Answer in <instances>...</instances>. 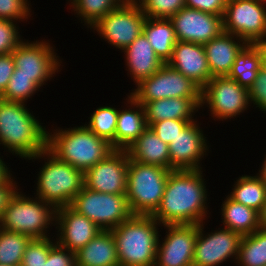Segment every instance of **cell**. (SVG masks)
I'll use <instances>...</instances> for the list:
<instances>
[{
  "label": "cell",
  "instance_id": "1",
  "mask_svg": "<svg viewBox=\"0 0 266 266\" xmlns=\"http://www.w3.org/2000/svg\"><path fill=\"white\" fill-rule=\"evenodd\" d=\"M203 170H172L157 210L151 215L160 224H201L207 219V194Z\"/></svg>",
  "mask_w": 266,
  "mask_h": 266
},
{
  "label": "cell",
  "instance_id": "2",
  "mask_svg": "<svg viewBox=\"0 0 266 266\" xmlns=\"http://www.w3.org/2000/svg\"><path fill=\"white\" fill-rule=\"evenodd\" d=\"M47 130L25 103L0 101V146L28 159L47 148Z\"/></svg>",
  "mask_w": 266,
  "mask_h": 266
},
{
  "label": "cell",
  "instance_id": "3",
  "mask_svg": "<svg viewBox=\"0 0 266 266\" xmlns=\"http://www.w3.org/2000/svg\"><path fill=\"white\" fill-rule=\"evenodd\" d=\"M47 149L83 173L114 151L108 141L98 137L85 125L47 132Z\"/></svg>",
  "mask_w": 266,
  "mask_h": 266
},
{
  "label": "cell",
  "instance_id": "4",
  "mask_svg": "<svg viewBox=\"0 0 266 266\" xmlns=\"http://www.w3.org/2000/svg\"><path fill=\"white\" fill-rule=\"evenodd\" d=\"M160 225L151 215H132L111 229L120 266H155Z\"/></svg>",
  "mask_w": 266,
  "mask_h": 266
},
{
  "label": "cell",
  "instance_id": "5",
  "mask_svg": "<svg viewBox=\"0 0 266 266\" xmlns=\"http://www.w3.org/2000/svg\"><path fill=\"white\" fill-rule=\"evenodd\" d=\"M42 158L45 163L42 168H39L40 171L37 174L35 196L52 204L56 209L70 206L74 197L84 186V173L58 159L47 148L27 160L36 161Z\"/></svg>",
  "mask_w": 266,
  "mask_h": 266
},
{
  "label": "cell",
  "instance_id": "6",
  "mask_svg": "<svg viewBox=\"0 0 266 266\" xmlns=\"http://www.w3.org/2000/svg\"><path fill=\"white\" fill-rule=\"evenodd\" d=\"M19 190L17 188L8 199L0 217V228L22 233L31 239L51 237L47 229L55 226L57 209L36 196L26 197Z\"/></svg>",
  "mask_w": 266,
  "mask_h": 266
},
{
  "label": "cell",
  "instance_id": "7",
  "mask_svg": "<svg viewBox=\"0 0 266 266\" xmlns=\"http://www.w3.org/2000/svg\"><path fill=\"white\" fill-rule=\"evenodd\" d=\"M171 171L129 159L126 198L133 215H152L157 210Z\"/></svg>",
  "mask_w": 266,
  "mask_h": 266
},
{
  "label": "cell",
  "instance_id": "8",
  "mask_svg": "<svg viewBox=\"0 0 266 266\" xmlns=\"http://www.w3.org/2000/svg\"><path fill=\"white\" fill-rule=\"evenodd\" d=\"M70 207L93 221L101 230H111L133 214L126 194L100 193L83 186Z\"/></svg>",
  "mask_w": 266,
  "mask_h": 266
},
{
  "label": "cell",
  "instance_id": "9",
  "mask_svg": "<svg viewBox=\"0 0 266 266\" xmlns=\"http://www.w3.org/2000/svg\"><path fill=\"white\" fill-rule=\"evenodd\" d=\"M136 87L129 94L140 104L163 98L201 99L202 88L167 63Z\"/></svg>",
  "mask_w": 266,
  "mask_h": 266
},
{
  "label": "cell",
  "instance_id": "10",
  "mask_svg": "<svg viewBox=\"0 0 266 266\" xmlns=\"http://www.w3.org/2000/svg\"><path fill=\"white\" fill-rule=\"evenodd\" d=\"M146 18L137 3L124 1L90 29L111 46L124 50L143 33Z\"/></svg>",
  "mask_w": 266,
  "mask_h": 266
},
{
  "label": "cell",
  "instance_id": "11",
  "mask_svg": "<svg viewBox=\"0 0 266 266\" xmlns=\"http://www.w3.org/2000/svg\"><path fill=\"white\" fill-rule=\"evenodd\" d=\"M250 104L248 89L227 76L212 77L201 90L200 107L207 106L219 121L238 117Z\"/></svg>",
  "mask_w": 266,
  "mask_h": 266
},
{
  "label": "cell",
  "instance_id": "12",
  "mask_svg": "<svg viewBox=\"0 0 266 266\" xmlns=\"http://www.w3.org/2000/svg\"><path fill=\"white\" fill-rule=\"evenodd\" d=\"M49 42V40L48 42L24 40L12 52L17 75L31 77L39 88L60 72V63H62Z\"/></svg>",
  "mask_w": 266,
  "mask_h": 266
},
{
  "label": "cell",
  "instance_id": "13",
  "mask_svg": "<svg viewBox=\"0 0 266 266\" xmlns=\"http://www.w3.org/2000/svg\"><path fill=\"white\" fill-rule=\"evenodd\" d=\"M223 30L248 44L266 38V7L258 0L228 1L223 15Z\"/></svg>",
  "mask_w": 266,
  "mask_h": 266
},
{
  "label": "cell",
  "instance_id": "14",
  "mask_svg": "<svg viewBox=\"0 0 266 266\" xmlns=\"http://www.w3.org/2000/svg\"><path fill=\"white\" fill-rule=\"evenodd\" d=\"M218 229L204 234V224H198L193 266H219L230 258L236 262L242 236L225 227Z\"/></svg>",
  "mask_w": 266,
  "mask_h": 266
},
{
  "label": "cell",
  "instance_id": "15",
  "mask_svg": "<svg viewBox=\"0 0 266 266\" xmlns=\"http://www.w3.org/2000/svg\"><path fill=\"white\" fill-rule=\"evenodd\" d=\"M129 157L126 150H114L84 173V186L100 193L126 194Z\"/></svg>",
  "mask_w": 266,
  "mask_h": 266
},
{
  "label": "cell",
  "instance_id": "16",
  "mask_svg": "<svg viewBox=\"0 0 266 266\" xmlns=\"http://www.w3.org/2000/svg\"><path fill=\"white\" fill-rule=\"evenodd\" d=\"M166 235L159 239L155 266H193L198 224L163 225Z\"/></svg>",
  "mask_w": 266,
  "mask_h": 266
},
{
  "label": "cell",
  "instance_id": "17",
  "mask_svg": "<svg viewBox=\"0 0 266 266\" xmlns=\"http://www.w3.org/2000/svg\"><path fill=\"white\" fill-rule=\"evenodd\" d=\"M177 41L205 44L219 36L223 30V16L185 7L173 15Z\"/></svg>",
  "mask_w": 266,
  "mask_h": 266
},
{
  "label": "cell",
  "instance_id": "18",
  "mask_svg": "<svg viewBox=\"0 0 266 266\" xmlns=\"http://www.w3.org/2000/svg\"><path fill=\"white\" fill-rule=\"evenodd\" d=\"M197 121L190 122L168 145L170 170L202 169L200 162L210 146Z\"/></svg>",
  "mask_w": 266,
  "mask_h": 266
},
{
  "label": "cell",
  "instance_id": "19",
  "mask_svg": "<svg viewBox=\"0 0 266 266\" xmlns=\"http://www.w3.org/2000/svg\"><path fill=\"white\" fill-rule=\"evenodd\" d=\"M56 242L76 253L91 241L101 229L89 218L77 213L70 206L56 210Z\"/></svg>",
  "mask_w": 266,
  "mask_h": 266
},
{
  "label": "cell",
  "instance_id": "20",
  "mask_svg": "<svg viewBox=\"0 0 266 266\" xmlns=\"http://www.w3.org/2000/svg\"><path fill=\"white\" fill-rule=\"evenodd\" d=\"M167 64L203 88L211 79L203 44L177 41Z\"/></svg>",
  "mask_w": 266,
  "mask_h": 266
},
{
  "label": "cell",
  "instance_id": "21",
  "mask_svg": "<svg viewBox=\"0 0 266 266\" xmlns=\"http://www.w3.org/2000/svg\"><path fill=\"white\" fill-rule=\"evenodd\" d=\"M247 44L242 38L225 31L203 44L211 78L228 76L237 55Z\"/></svg>",
  "mask_w": 266,
  "mask_h": 266
},
{
  "label": "cell",
  "instance_id": "22",
  "mask_svg": "<svg viewBox=\"0 0 266 266\" xmlns=\"http://www.w3.org/2000/svg\"><path fill=\"white\" fill-rule=\"evenodd\" d=\"M122 52L125 54L127 71L135 85L156 73L164 65L143 33Z\"/></svg>",
  "mask_w": 266,
  "mask_h": 266
},
{
  "label": "cell",
  "instance_id": "23",
  "mask_svg": "<svg viewBox=\"0 0 266 266\" xmlns=\"http://www.w3.org/2000/svg\"><path fill=\"white\" fill-rule=\"evenodd\" d=\"M126 99V105H130L125 110H119L115 133V150H126L148 127L143 105L134 100L131 95H128Z\"/></svg>",
  "mask_w": 266,
  "mask_h": 266
},
{
  "label": "cell",
  "instance_id": "24",
  "mask_svg": "<svg viewBox=\"0 0 266 266\" xmlns=\"http://www.w3.org/2000/svg\"><path fill=\"white\" fill-rule=\"evenodd\" d=\"M201 99L163 98L151 102H144L148 127L154 122L166 119L196 120L195 113L200 108Z\"/></svg>",
  "mask_w": 266,
  "mask_h": 266
},
{
  "label": "cell",
  "instance_id": "25",
  "mask_svg": "<svg viewBox=\"0 0 266 266\" xmlns=\"http://www.w3.org/2000/svg\"><path fill=\"white\" fill-rule=\"evenodd\" d=\"M76 266H120L111 230H101L75 253Z\"/></svg>",
  "mask_w": 266,
  "mask_h": 266
},
{
  "label": "cell",
  "instance_id": "26",
  "mask_svg": "<svg viewBox=\"0 0 266 266\" xmlns=\"http://www.w3.org/2000/svg\"><path fill=\"white\" fill-rule=\"evenodd\" d=\"M126 151L130 160L170 170L168 144L164 143L150 127H147Z\"/></svg>",
  "mask_w": 266,
  "mask_h": 266
},
{
  "label": "cell",
  "instance_id": "27",
  "mask_svg": "<svg viewBox=\"0 0 266 266\" xmlns=\"http://www.w3.org/2000/svg\"><path fill=\"white\" fill-rule=\"evenodd\" d=\"M221 211L223 226L241 236L250 235L260 228L259 212L235 202L228 195L221 205Z\"/></svg>",
  "mask_w": 266,
  "mask_h": 266
},
{
  "label": "cell",
  "instance_id": "28",
  "mask_svg": "<svg viewBox=\"0 0 266 266\" xmlns=\"http://www.w3.org/2000/svg\"><path fill=\"white\" fill-rule=\"evenodd\" d=\"M143 34L153 47L156 55L166 64L172 57L177 43L173 23L170 19L147 17Z\"/></svg>",
  "mask_w": 266,
  "mask_h": 266
},
{
  "label": "cell",
  "instance_id": "29",
  "mask_svg": "<svg viewBox=\"0 0 266 266\" xmlns=\"http://www.w3.org/2000/svg\"><path fill=\"white\" fill-rule=\"evenodd\" d=\"M233 187L228 194L232 200L260 212L266 199V185L258 175H242Z\"/></svg>",
  "mask_w": 266,
  "mask_h": 266
},
{
  "label": "cell",
  "instance_id": "30",
  "mask_svg": "<svg viewBox=\"0 0 266 266\" xmlns=\"http://www.w3.org/2000/svg\"><path fill=\"white\" fill-rule=\"evenodd\" d=\"M260 69V56L256 48L247 44L237 55L227 77L249 90Z\"/></svg>",
  "mask_w": 266,
  "mask_h": 266
},
{
  "label": "cell",
  "instance_id": "31",
  "mask_svg": "<svg viewBox=\"0 0 266 266\" xmlns=\"http://www.w3.org/2000/svg\"><path fill=\"white\" fill-rule=\"evenodd\" d=\"M236 264L239 266L266 265V229L259 228L250 235L242 236Z\"/></svg>",
  "mask_w": 266,
  "mask_h": 266
},
{
  "label": "cell",
  "instance_id": "32",
  "mask_svg": "<svg viewBox=\"0 0 266 266\" xmlns=\"http://www.w3.org/2000/svg\"><path fill=\"white\" fill-rule=\"evenodd\" d=\"M125 0H69L70 9L87 28H92L103 16L117 9Z\"/></svg>",
  "mask_w": 266,
  "mask_h": 266
},
{
  "label": "cell",
  "instance_id": "33",
  "mask_svg": "<svg viewBox=\"0 0 266 266\" xmlns=\"http://www.w3.org/2000/svg\"><path fill=\"white\" fill-rule=\"evenodd\" d=\"M30 240L27 235L0 228V264L21 266L23 254Z\"/></svg>",
  "mask_w": 266,
  "mask_h": 266
},
{
  "label": "cell",
  "instance_id": "34",
  "mask_svg": "<svg viewBox=\"0 0 266 266\" xmlns=\"http://www.w3.org/2000/svg\"><path fill=\"white\" fill-rule=\"evenodd\" d=\"M119 109L111 106L98 107L90 116V121L84 124L98 137L108 141L115 150V133Z\"/></svg>",
  "mask_w": 266,
  "mask_h": 266
},
{
  "label": "cell",
  "instance_id": "35",
  "mask_svg": "<svg viewBox=\"0 0 266 266\" xmlns=\"http://www.w3.org/2000/svg\"><path fill=\"white\" fill-rule=\"evenodd\" d=\"M36 91H39V87L31 80V77L17 75V70H14L1 98L9 102L27 103V100L37 93Z\"/></svg>",
  "mask_w": 266,
  "mask_h": 266
},
{
  "label": "cell",
  "instance_id": "36",
  "mask_svg": "<svg viewBox=\"0 0 266 266\" xmlns=\"http://www.w3.org/2000/svg\"><path fill=\"white\" fill-rule=\"evenodd\" d=\"M146 17L170 19L186 7L185 0H140L137 3Z\"/></svg>",
  "mask_w": 266,
  "mask_h": 266
},
{
  "label": "cell",
  "instance_id": "37",
  "mask_svg": "<svg viewBox=\"0 0 266 266\" xmlns=\"http://www.w3.org/2000/svg\"><path fill=\"white\" fill-rule=\"evenodd\" d=\"M51 238L31 239L27 244L21 266H43L56 240Z\"/></svg>",
  "mask_w": 266,
  "mask_h": 266
},
{
  "label": "cell",
  "instance_id": "38",
  "mask_svg": "<svg viewBox=\"0 0 266 266\" xmlns=\"http://www.w3.org/2000/svg\"><path fill=\"white\" fill-rule=\"evenodd\" d=\"M16 21L0 19V55L12 53L24 40Z\"/></svg>",
  "mask_w": 266,
  "mask_h": 266
},
{
  "label": "cell",
  "instance_id": "39",
  "mask_svg": "<svg viewBox=\"0 0 266 266\" xmlns=\"http://www.w3.org/2000/svg\"><path fill=\"white\" fill-rule=\"evenodd\" d=\"M28 0H0V19L11 21H25L31 17Z\"/></svg>",
  "mask_w": 266,
  "mask_h": 266
},
{
  "label": "cell",
  "instance_id": "40",
  "mask_svg": "<svg viewBox=\"0 0 266 266\" xmlns=\"http://www.w3.org/2000/svg\"><path fill=\"white\" fill-rule=\"evenodd\" d=\"M194 120L166 119L154 122L149 127L166 144H170L174 138Z\"/></svg>",
  "mask_w": 266,
  "mask_h": 266
},
{
  "label": "cell",
  "instance_id": "41",
  "mask_svg": "<svg viewBox=\"0 0 266 266\" xmlns=\"http://www.w3.org/2000/svg\"><path fill=\"white\" fill-rule=\"evenodd\" d=\"M249 101L256 108L266 113V71L260 69L257 73L256 80L248 90Z\"/></svg>",
  "mask_w": 266,
  "mask_h": 266
},
{
  "label": "cell",
  "instance_id": "42",
  "mask_svg": "<svg viewBox=\"0 0 266 266\" xmlns=\"http://www.w3.org/2000/svg\"><path fill=\"white\" fill-rule=\"evenodd\" d=\"M43 266H76L75 253L56 242L51 247Z\"/></svg>",
  "mask_w": 266,
  "mask_h": 266
},
{
  "label": "cell",
  "instance_id": "43",
  "mask_svg": "<svg viewBox=\"0 0 266 266\" xmlns=\"http://www.w3.org/2000/svg\"><path fill=\"white\" fill-rule=\"evenodd\" d=\"M185 2L186 7L218 16L224 15L227 5L226 0H185Z\"/></svg>",
  "mask_w": 266,
  "mask_h": 266
},
{
  "label": "cell",
  "instance_id": "44",
  "mask_svg": "<svg viewBox=\"0 0 266 266\" xmlns=\"http://www.w3.org/2000/svg\"><path fill=\"white\" fill-rule=\"evenodd\" d=\"M15 70L12 53L0 55V95H2Z\"/></svg>",
  "mask_w": 266,
  "mask_h": 266
},
{
  "label": "cell",
  "instance_id": "45",
  "mask_svg": "<svg viewBox=\"0 0 266 266\" xmlns=\"http://www.w3.org/2000/svg\"><path fill=\"white\" fill-rule=\"evenodd\" d=\"M15 177H10L5 183L0 184V217L2 215L3 209L6 207L8 199L18 188Z\"/></svg>",
  "mask_w": 266,
  "mask_h": 266
},
{
  "label": "cell",
  "instance_id": "46",
  "mask_svg": "<svg viewBox=\"0 0 266 266\" xmlns=\"http://www.w3.org/2000/svg\"><path fill=\"white\" fill-rule=\"evenodd\" d=\"M260 56L261 69L266 71V38L251 43Z\"/></svg>",
  "mask_w": 266,
  "mask_h": 266
},
{
  "label": "cell",
  "instance_id": "47",
  "mask_svg": "<svg viewBox=\"0 0 266 266\" xmlns=\"http://www.w3.org/2000/svg\"><path fill=\"white\" fill-rule=\"evenodd\" d=\"M259 223L260 228L266 229V199L265 203L262 206V209L259 212Z\"/></svg>",
  "mask_w": 266,
  "mask_h": 266
},
{
  "label": "cell",
  "instance_id": "48",
  "mask_svg": "<svg viewBox=\"0 0 266 266\" xmlns=\"http://www.w3.org/2000/svg\"><path fill=\"white\" fill-rule=\"evenodd\" d=\"M264 162L261 165V169H259V173L257 175L263 180L264 184L266 185V155H264Z\"/></svg>",
  "mask_w": 266,
  "mask_h": 266
},
{
  "label": "cell",
  "instance_id": "49",
  "mask_svg": "<svg viewBox=\"0 0 266 266\" xmlns=\"http://www.w3.org/2000/svg\"><path fill=\"white\" fill-rule=\"evenodd\" d=\"M125 1L130 3H138L140 0H125Z\"/></svg>",
  "mask_w": 266,
  "mask_h": 266
},
{
  "label": "cell",
  "instance_id": "50",
  "mask_svg": "<svg viewBox=\"0 0 266 266\" xmlns=\"http://www.w3.org/2000/svg\"><path fill=\"white\" fill-rule=\"evenodd\" d=\"M260 4L266 7V0H258Z\"/></svg>",
  "mask_w": 266,
  "mask_h": 266
}]
</instances>
